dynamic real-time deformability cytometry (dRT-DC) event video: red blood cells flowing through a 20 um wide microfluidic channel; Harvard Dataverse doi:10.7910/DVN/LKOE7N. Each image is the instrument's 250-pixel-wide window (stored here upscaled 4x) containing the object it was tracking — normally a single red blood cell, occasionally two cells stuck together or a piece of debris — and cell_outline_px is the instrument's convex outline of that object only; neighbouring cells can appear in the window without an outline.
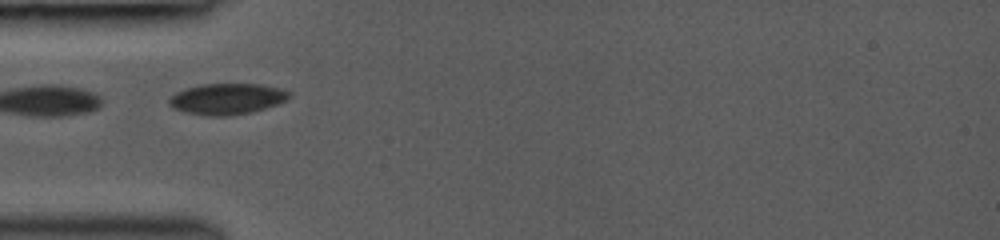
{"species": "common noctule bat (a hibernating species)", "species_latin": "Nyctalus noctula", "temperature_condition": "room temperature", "stored_images_in_passage": 5, "camera_frame_rate_fps": 3000, "um_per_image_px": 0.085, "animal": {"sex": "female", "body_mass_g": 19.0, "forearm_length_mm": 53.3}, "frame": {"image": 1, "passage_image": 1, "time_ms": 0.0, "image_size_px": [1000, 240], "cell_outline_px": [[292, 96], [288, 100], [252, 112], [232, 116], [204, 116], [184, 112], [172, 108], [168, 104], [168, 100], [176, 92], [184, 88], [200, 84], [260, 84], [276, 88], [288, 92]], "centroid_in_image_um": [19.24, 8.42], "position_along_channel_um": 65.8, "area_um2": 21.85}}